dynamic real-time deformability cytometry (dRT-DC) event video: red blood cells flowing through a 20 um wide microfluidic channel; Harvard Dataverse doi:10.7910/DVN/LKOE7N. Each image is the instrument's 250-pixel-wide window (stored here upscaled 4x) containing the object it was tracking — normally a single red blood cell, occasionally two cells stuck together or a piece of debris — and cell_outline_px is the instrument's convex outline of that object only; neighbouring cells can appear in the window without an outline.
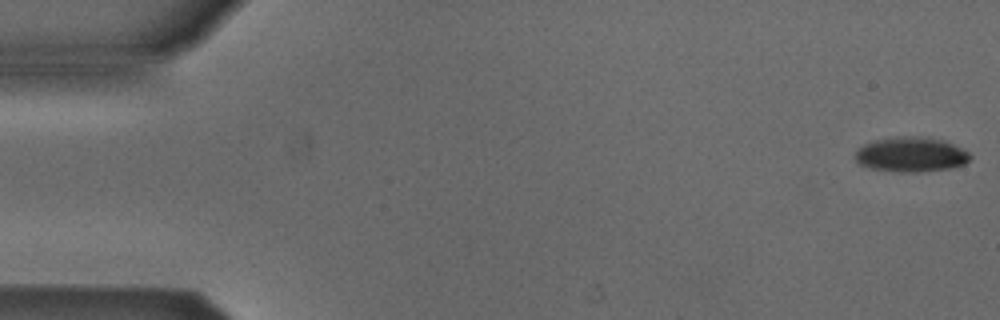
{"species": "Egyptian fruit bat (a non-hibernating species)", "species_latin": "Rousettus aegyptiacus", "temperature_condition": "cold", "stored_images_in_passage": 15, "camera_frame_rate_fps": 3000, "um_per_image_px": 0.085, "animal": {"sex": "male"}, "frame": {"image": 1, "passage_image": 1, "time_ms": 0.0, "image_size_px": [1000, 320], "cell_outline_px": [[972, 156], [964, 164], [948, 168], [916, 172], [904, 172], [872, 168], [860, 164], [856, 160], [856, 152], [864, 144], [872, 140], [896, 136], [928, 136], [944, 140], [968, 152]], "centroid_in_image_um": [77.44, 13.1], "position_along_channel_um": 7.6, "area_um2": 23.18}}
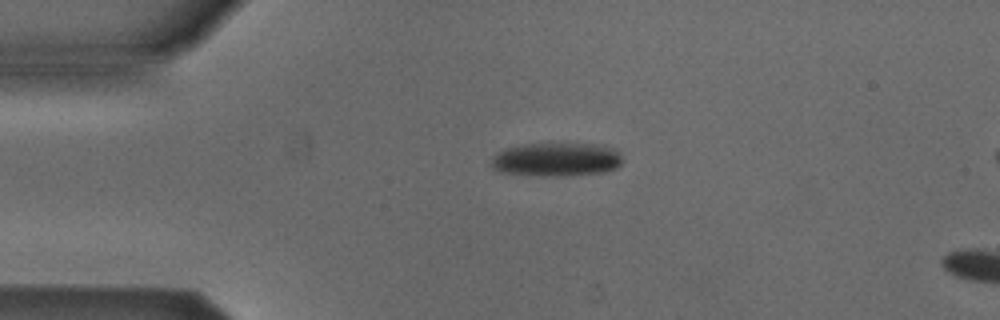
{"frame": {"image": 2, "passage_image": 12, "time_ms": 3.667, "image_size_px": [1000, 320], "cell_outline_px": [[620, 164], [616, 168], [604, 172], [560, 176], [540, 176], [500, 172], [492, 168], [492, 156], [508, 148], [532, 144], [600, 144], [612, 148], [620, 152]], "centroid_in_image_um": [47.31, 13.57], "position_along_channel_um": 37.7, "area_um2": 25.43}}